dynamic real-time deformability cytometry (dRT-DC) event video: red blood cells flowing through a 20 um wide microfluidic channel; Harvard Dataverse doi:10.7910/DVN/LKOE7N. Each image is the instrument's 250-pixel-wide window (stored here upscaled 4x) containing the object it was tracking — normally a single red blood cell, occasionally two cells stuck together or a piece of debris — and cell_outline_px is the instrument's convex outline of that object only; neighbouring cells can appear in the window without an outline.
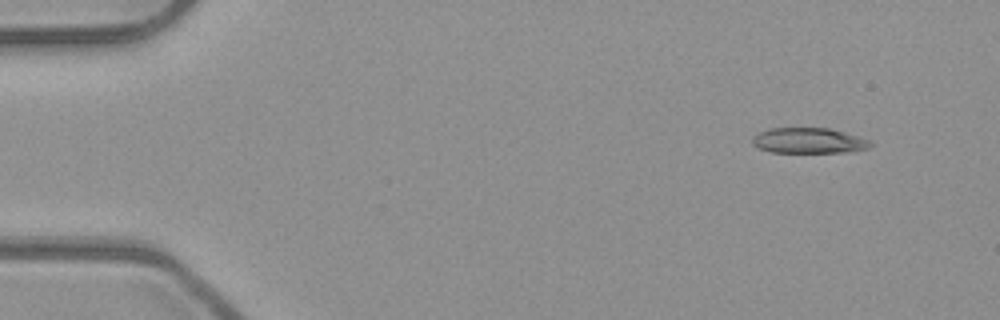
{"species": "common noctule bat (a hibernating species)", "species_latin": "Nyctalus noctula", "temperature_condition": "room temperature", "stored_images_in_passage": 2, "segment_of_instrument_passage": [2, 2], "camera_frame_rate_fps": 3000, "um_per_image_px": 0.085, "animal": {"sex": "male", "body_mass_g": 23.1, "forearm_length_mm": 52.7}, "frame": {"image": 1, "passage_image": 2, "time_ms": 0.333, "image_size_px": [1000, 320], "cell_outline_px": [[876, 144], [868, 148], [848, 152], [772, 152], [760, 148], [752, 144], [752, 136], [760, 132], [772, 128], [828, 128], [844, 132], [872, 140]], "centroid_in_image_um": [68.8, 11.95], "position_along_channel_um": 16.2, "area_um2": 17.57}}